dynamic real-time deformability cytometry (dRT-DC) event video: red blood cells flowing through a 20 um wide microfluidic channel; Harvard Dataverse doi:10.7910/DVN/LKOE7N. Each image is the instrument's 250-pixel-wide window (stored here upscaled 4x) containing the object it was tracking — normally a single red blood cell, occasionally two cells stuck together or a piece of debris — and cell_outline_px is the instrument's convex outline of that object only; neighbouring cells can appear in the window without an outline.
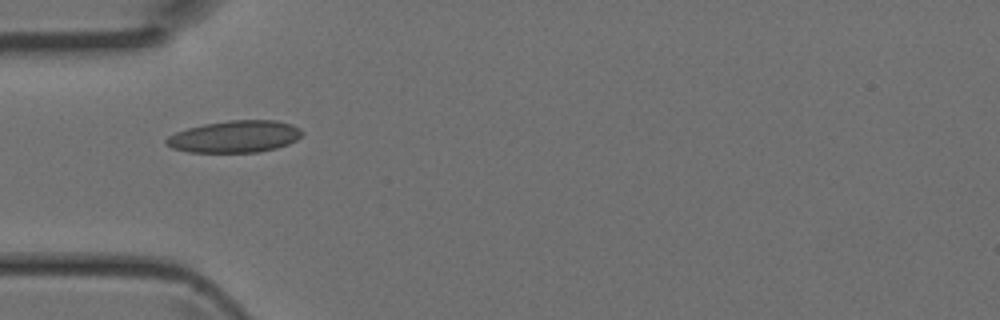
{"species": "Egyptian fruit bat (a non-hibernating species)", "species_latin": "Rousettus aegyptiacus", "temperature_condition": "room temperature", "stored_images_in_passage": 1, "camera_frame_rate_fps": 3000, "um_per_image_px": 0.085, "animal": {"sex": "female"}, "frame": {"image": 1, "passage_image": 1, "time_ms": 0.0, "image_size_px": [1000, 320], "cell_outline_px": [[304, 132], [296, 140], [288, 144], [276, 148], [256, 152], [188, 152], [172, 148], [164, 144], [164, 140], [168, 136], [176, 132], [188, 128], [204, 124], [228, 120], [276, 120], [292, 124], [300, 128]], "centroid_in_image_um": [19.95, 11.6], "position_along_channel_um": 65.1, "area_um2": 25.37}}